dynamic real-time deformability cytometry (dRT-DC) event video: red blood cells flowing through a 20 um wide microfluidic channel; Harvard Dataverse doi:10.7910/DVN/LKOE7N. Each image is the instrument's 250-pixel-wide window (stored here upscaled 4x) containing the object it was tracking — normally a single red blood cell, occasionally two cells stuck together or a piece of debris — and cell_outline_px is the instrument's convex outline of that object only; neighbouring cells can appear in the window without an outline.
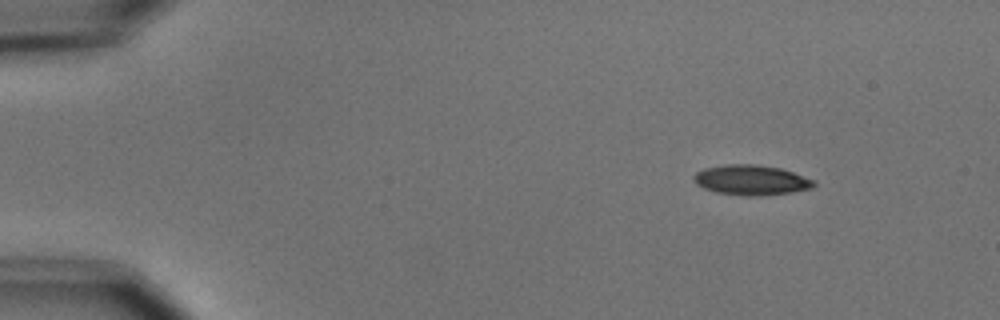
{"species": "common noctule bat (a hibernating species)", "species_latin": "Nyctalus noctula", "temperature_condition": "cold", "stored_images_in_passage": 5, "camera_frame_rate_fps": 3000, "um_per_image_px": 0.085, "animal": {"sex": "male", "body_mass_g": 15.6}, "frame": {"image": 1, "passage_image": 1, "time_ms": 0.0, "image_size_px": [1000, 320], "cell_outline_px": [[816, 184], [812, 188], [792, 192], [760, 196], [748, 196], [716, 192], [704, 188], [696, 184], [692, 180], [692, 176], [696, 172], [704, 168], [724, 164], [756, 164], [780, 168], [816, 180]], "centroid_in_image_um": [63.84, 15.3], "position_along_channel_um": 21.2, "area_um2": 21.21}}
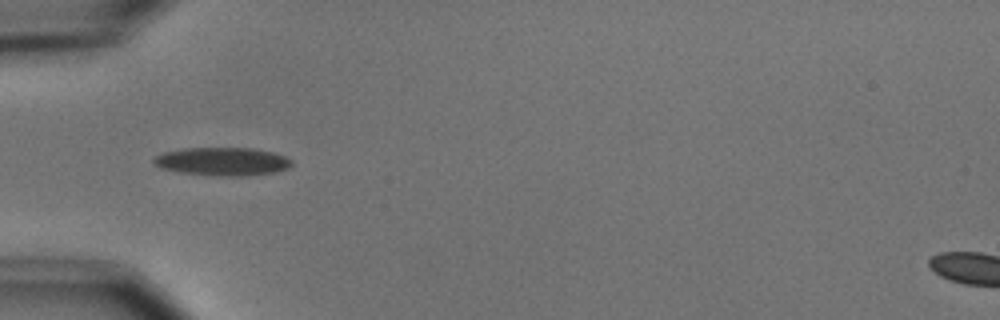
{"frame": {"image": 2, "passage_image": 4, "time_ms": 3.667, "image_size_px": [1000, 320], "cell_outline_px": [[292, 164], [288, 168], [272, 172], [244, 176], [220, 176], [180, 172], [160, 168], [152, 160], [156, 156], [164, 152], [184, 148], [252, 148], [272, 152], [284, 156], [292, 160]], "centroid_in_image_um": [18.9, 13.72], "position_along_channel_um": 66.1, "area_um2": 22.48}}
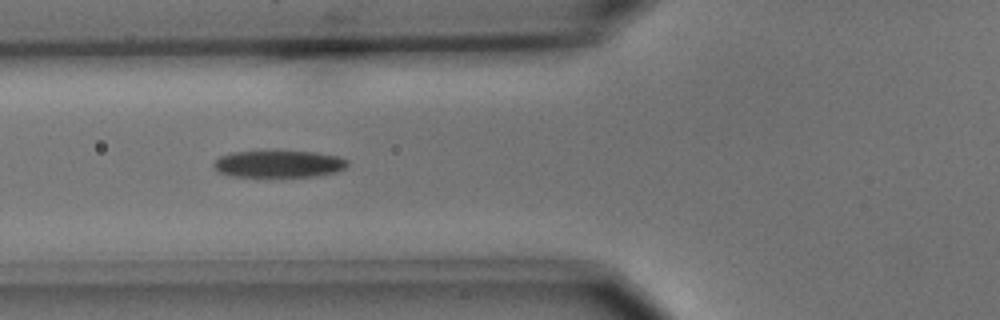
{"frame": {"image": 3, "passage_image": 5, "time_ms": 4.667, "image_size_px": [1000, 320], "cell_outline_px": [[348, 164], [344, 168], [336, 172], [316, 176], [232, 176], [220, 172], [212, 168], [212, 164], [220, 156], [232, 152], [316, 152], [340, 156], [348, 160]], "centroid_in_image_um": [23.71, 13.94], "position_along_channel_um": 102.1, "area_um2": 20.81}}